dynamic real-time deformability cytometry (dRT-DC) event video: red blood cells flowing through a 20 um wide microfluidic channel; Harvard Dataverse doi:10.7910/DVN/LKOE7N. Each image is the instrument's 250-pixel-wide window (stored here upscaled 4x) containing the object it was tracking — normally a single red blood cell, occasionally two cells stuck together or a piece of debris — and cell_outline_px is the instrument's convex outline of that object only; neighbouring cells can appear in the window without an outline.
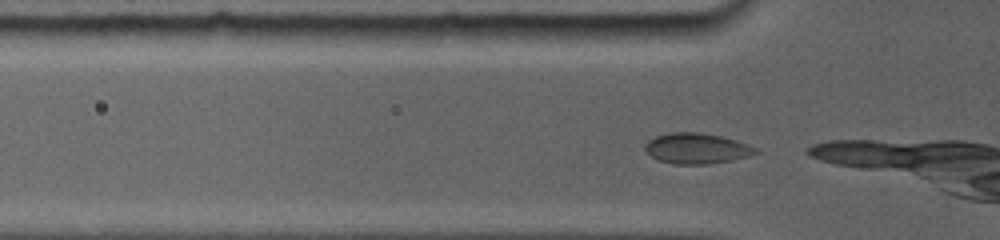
{"species": "common noctule bat (a hibernating species)", "species_latin": "Nyctalus noctula", "temperature_condition": "room temperature", "stored_images_in_passage": 6, "camera_frame_rate_fps": 5000, "um_per_image_px": 0.085, "animal": {"sex": "female", "body_mass_g": 19.0, "forearm_length_mm": 56.7}, "frame": {"image": 1, "passage_image": 2, "time_ms": 0.2, "image_size_px": [1000, 240], "cell_outline_px": [[760, 152], [748, 156], [732, 160], [708, 164], [672, 164], [656, 160], [644, 148], [648, 140], [656, 136], [672, 132], [696, 132], [720, 136], [744, 144]], "centroid_in_image_um": [59.14, 12.63], "position_along_channel_um": 66.7, "area_um2": 19.31}}